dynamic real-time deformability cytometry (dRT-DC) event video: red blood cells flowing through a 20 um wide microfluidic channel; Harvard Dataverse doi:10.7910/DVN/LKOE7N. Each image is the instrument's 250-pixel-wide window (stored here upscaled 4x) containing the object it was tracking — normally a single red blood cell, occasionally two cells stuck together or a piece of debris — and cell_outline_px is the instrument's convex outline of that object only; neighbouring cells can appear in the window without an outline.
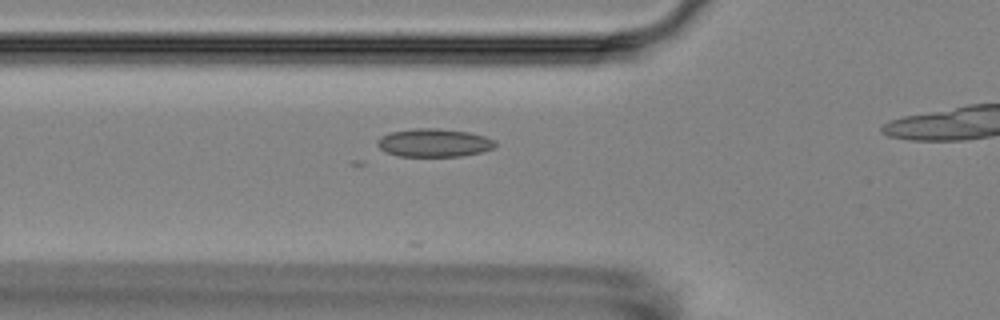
{"species": "Egyptian fruit bat (a non-hibernating species)", "species_latin": "Rousettus aegyptiacus", "temperature_condition": "room temperature", "stored_images_in_passage": 5, "camera_frame_rate_fps": 3000, "um_per_image_px": 0.085, "animal": {"sex": "female"}, "frame": {"image": 1, "passage_image": 4, "time_ms": 3.667, "image_size_px": [1000, 320], "cell_outline_px": [[496, 144], [492, 148], [480, 152], [460, 156], [396, 156], [384, 152], [376, 144], [376, 140], [380, 136], [388, 132], [412, 128], [440, 128], [468, 132], [484, 136], [496, 140]], "centroid_in_image_um": [36.82, 12.12], "position_along_channel_um": 89.0, "area_um2": 19.59}}